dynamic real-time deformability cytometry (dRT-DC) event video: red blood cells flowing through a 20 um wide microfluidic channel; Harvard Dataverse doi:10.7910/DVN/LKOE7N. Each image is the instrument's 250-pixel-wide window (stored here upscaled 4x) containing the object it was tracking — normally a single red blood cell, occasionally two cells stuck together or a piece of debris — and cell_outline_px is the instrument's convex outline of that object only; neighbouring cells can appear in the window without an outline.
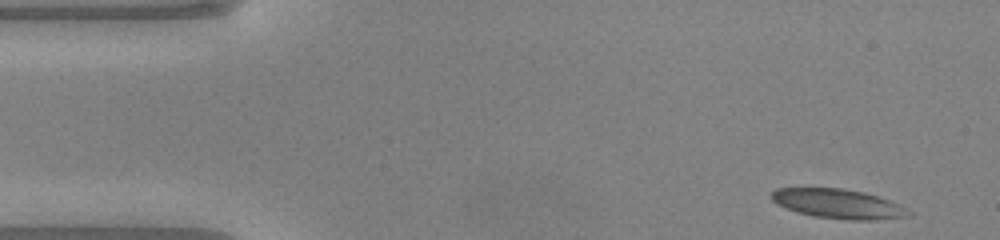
{"species": "common noctule bat (a hibernating species)", "species_latin": "Nyctalus noctula", "temperature_condition": "warm", "stored_images_in_passage": 47, "camera_frame_rate_fps": 3000, "um_per_image_px": 0.085, "animal": {"sex": "male", "body_mass_g": 20.0, "forearm_length_mm": 53.3}, "frame": {"image": 1, "passage_image": 1, "time_ms": 0.0, "image_size_px": [1000, 240], "cell_outline_px": [[912, 212], [908, 216], [868, 220], [848, 220], [812, 216], [796, 212], [776, 204], [772, 200], [772, 192], [776, 188], [840, 188], [864, 192], [888, 200]], "centroid_in_image_um": [71.18, 17.32], "position_along_channel_um": 13.8, "area_um2": 23.24}}
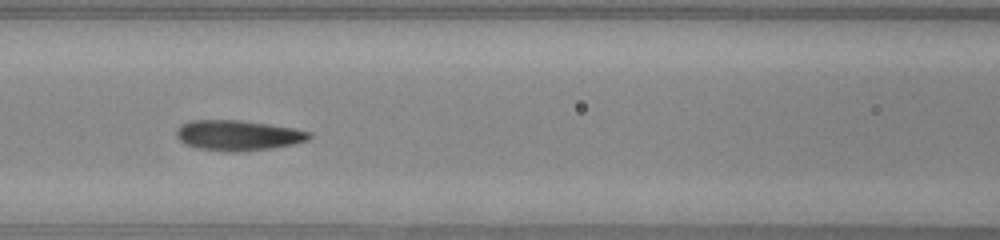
{"frame": {"image": 2, "passage_image": 18, "time_ms": 5.667, "image_size_px": [1000, 240], "cell_outline_px": [[312, 136], [308, 140], [292, 144], [268, 148], [236, 152], [228, 152], [196, 148], [180, 140], [176, 136], [176, 128], [180, 124], [192, 120], [240, 120], [268, 124], [292, 128], [312, 132]], "centroid_in_image_um": [20.2, 11.5], "position_along_channel_um": 146.4, "area_um2": 23.35}}
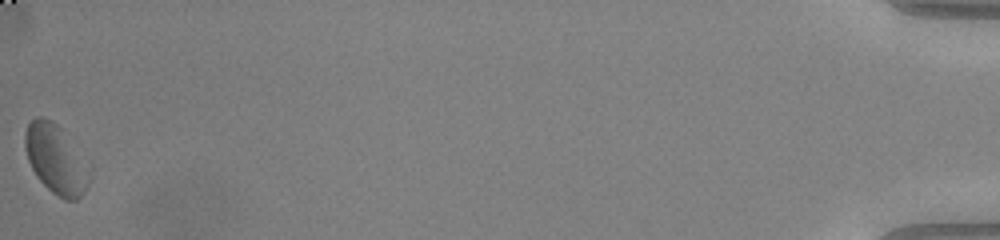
{"frame": {"image": 3, "passage_image": 47, "time_ms": 15.333, "image_size_px": [1000, 240], "cell_outline_px": [[88, 184], [84, 192], [76, 200], [64, 200], [52, 192], [36, 176], [28, 160], [24, 144], [24, 132], [28, 124], [36, 116], [40, 116], [56, 124], [88, 180]], "centroid_in_image_um": [4.57, 13.58], "position_along_channel_um": 430.6, "area_um2": 23.47}, "authors_computed_cell_mechanics": {"area_um2": 22.6576, "velocity_mm_per_s": 4.0249, "shape_relaxation_time_tau1_ms": 2.1303, "shape_relaxation_time_tau2_ms": 0.9171, "deformation_change_tau1": 0.1416, "deformation_change_tau2": 0.0829}}